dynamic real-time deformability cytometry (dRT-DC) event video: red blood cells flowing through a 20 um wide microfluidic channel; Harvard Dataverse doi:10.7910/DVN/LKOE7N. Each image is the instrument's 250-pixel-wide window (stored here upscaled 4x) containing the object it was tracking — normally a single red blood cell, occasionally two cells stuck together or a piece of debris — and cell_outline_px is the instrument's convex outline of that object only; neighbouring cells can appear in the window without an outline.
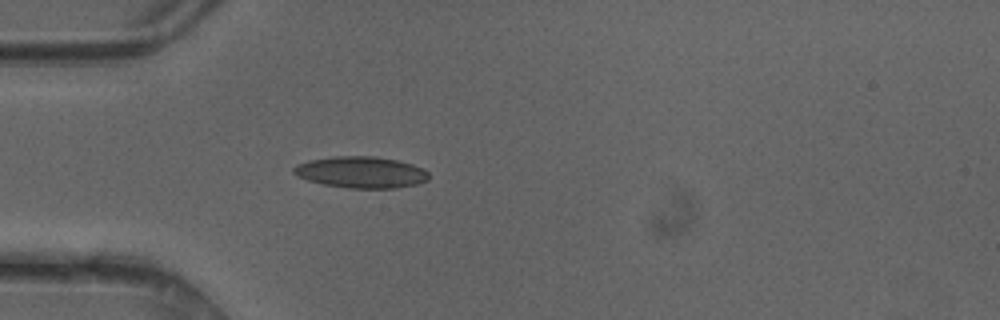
{"species": "common noctule bat (a hibernating species)", "species_latin": "Nyctalus noctula", "temperature_condition": "cold", "stored_images_in_passage": 36, "camera_frame_rate_fps": 3000, "um_per_image_px": 0.085, "animal": {"sex": "female"}, "frame": {"image": 1, "passage_image": 1, "time_ms": 0.0, "image_size_px": [1000, 320], "cell_outline_px": [[428, 180], [416, 184], [396, 188], [348, 188], [324, 184], [308, 180], [296, 176], [292, 172], [292, 168], [296, 164], [308, 160], [332, 156], [376, 156], [396, 160], [412, 164], [424, 168], [428, 172]], "centroid_in_image_um": [30.67, 14.63], "position_along_channel_um": 54.3, "area_um2": 24.91}}
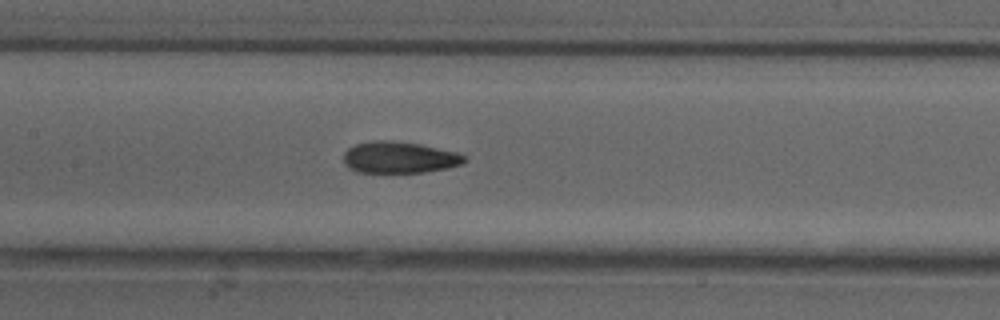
{"frame": {"image": 2, "passage_image": 10, "time_ms": 3.0, "image_size_px": [1000, 320], "cell_outline_px": [[468, 160], [464, 164], [448, 168], [424, 172], [356, 172], [348, 168], [344, 164], [344, 152], [348, 148], [356, 144], [372, 140], [392, 140], [420, 144], [456, 152], [464, 156]], "centroid_in_image_um": [33.94, 13.38], "position_along_channel_um": 173.5, "area_um2": 22.37}}
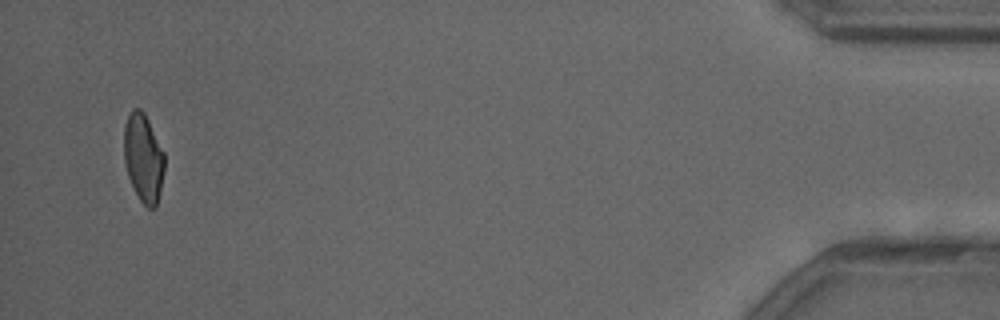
{"frame": {"image": 3, "passage_image": 34, "time_ms": 11.0, "image_size_px": [1000, 320], "cell_outline_px": [[164, 172], [160, 192], [156, 208], [148, 208], [140, 200], [128, 176], [124, 160], [124, 124], [128, 112], [132, 108], [140, 108], [144, 112], [164, 152]], "centroid_in_image_um": [12.18, 13.39], "position_along_channel_um": 423.0, "area_um2": 20.92}, "authors_computed_cell_mechanics": {"area_um2": 22.2241, "velocity_mm_per_s": 4.1989, "shape_relaxation_time_tau1_ms": 6.9354, "shape_relaxation_time_tau2_ms": 2.037, "deformation_change_tau1": 0.1857, "deformation_change_tau2": 0.095}}